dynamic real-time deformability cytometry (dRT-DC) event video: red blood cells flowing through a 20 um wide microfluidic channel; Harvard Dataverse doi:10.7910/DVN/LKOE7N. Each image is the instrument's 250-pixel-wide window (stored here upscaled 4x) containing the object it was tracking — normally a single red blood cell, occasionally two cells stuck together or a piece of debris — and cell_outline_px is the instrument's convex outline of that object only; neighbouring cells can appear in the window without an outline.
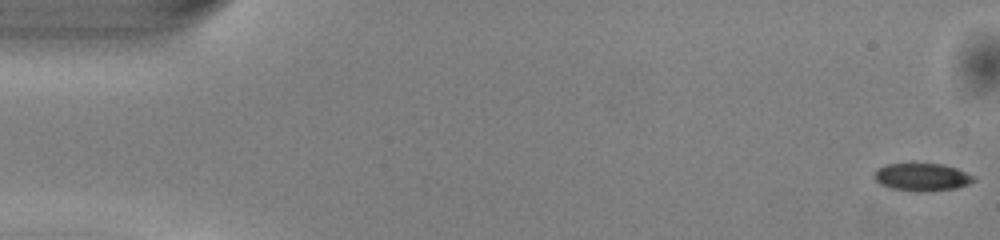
{"species": "common noctule bat (a hibernating species)", "species_latin": "Nyctalus noctula", "temperature_condition": "warm", "stored_images_in_passage": 51, "camera_frame_rate_fps": 3000, "um_per_image_px": 0.085, "animal": {"sex": "male", "body_mass_g": 13.0, "forearm_length_mm": 53.1}, "frame": {"image": 1, "passage_image": 1, "time_ms": 0.0, "image_size_px": [1000, 240], "cell_outline_px": [[976, 180], [968, 184], [956, 188], [924, 192], [912, 192], [888, 188], [880, 184], [872, 176], [876, 168], [884, 164], [944, 164], [956, 168], [976, 176]], "centroid_in_image_um": [78.34, 15.06], "position_along_channel_um": 6.7, "area_um2": 16.42}}
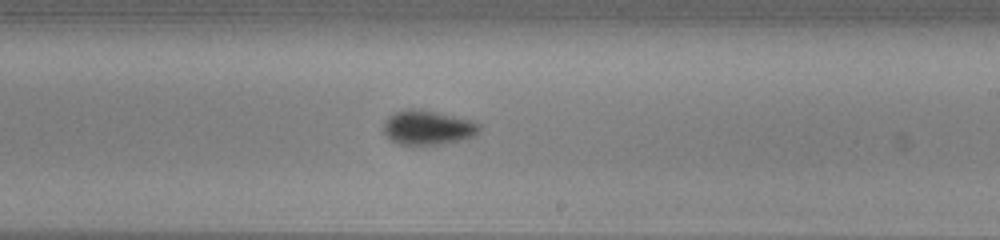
{"frame": {"image": 2, "passage_image": 30, "time_ms": 9.667, "image_size_px": [1000, 240], "cell_outline_px": [[480, 128], [476, 136], [460, 140], [440, 144], [400, 144], [392, 140], [384, 132], [384, 120], [388, 116], [396, 112], [412, 108], [436, 112], [468, 120], [480, 124]], "centroid_in_image_um": [36.36, 10.84], "position_along_channel_um": 252.6, "area_um2": 18.79}}
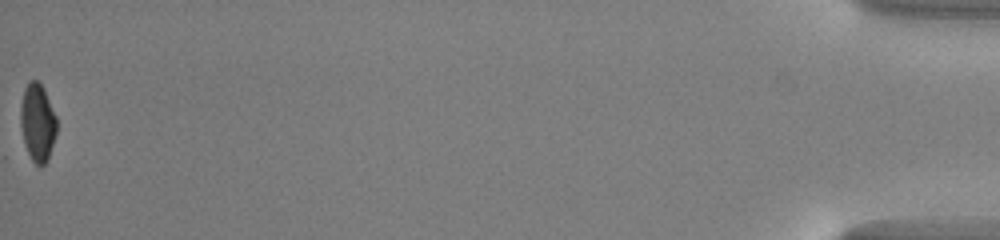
{"frame": {"image": 3, "passage_image": 51, "time_ms": 16.667, "image_size_px": [1000, 240], "cell_outline_px": [[56, 132], [48, 160], [40, 168], [32, 160], [24, 144], [20, 124], [20, 104], [24, 88], [32, 80], [36, 80], [44, 88], [56, 116]], "centroid_in_image_um": [3.18, 10.42], "position_along_channel_um": 432.0, "area_um2": 16.42}, "authors_computed_cell_mechanics": {"area_um2": 17.629, "velocity_mm_per_s": 4.0725, "shape_relaxation_time_tau1_ms": 2.4423, "shape_relaxation_time_tau2_ms": null, "deformation_change_tau1": 0.0954, "deformation_change_tau2": null}}